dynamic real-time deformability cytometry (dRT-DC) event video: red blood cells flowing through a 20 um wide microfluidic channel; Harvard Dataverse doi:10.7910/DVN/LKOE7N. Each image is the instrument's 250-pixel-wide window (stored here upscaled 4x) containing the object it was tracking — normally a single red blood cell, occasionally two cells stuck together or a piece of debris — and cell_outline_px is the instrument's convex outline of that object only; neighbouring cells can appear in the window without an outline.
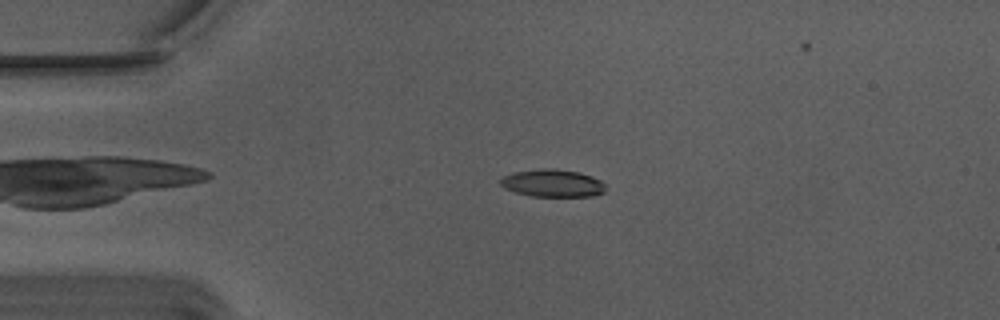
{"species": "Egyptian fruit bat (a non-hibernating species)", "species_latin": "Rousettus aegyptiacus", "temperature_condition": "warm", "stored_images_in_passage": 56, "camera_frame_rate_fps": 3000, "um_per_image_px": 0.085, "animal": {"sex": "male"}, "frame": {"image": 1, "passage_image": 13, "time_ms": 4.0, "image_size_px": [1000, 320], "cell_outline_px": [[604, 192], [592, 196], [528, 196], [504, 188], [500, 184], [500, 180], [504, 176], [516, 172], [544, 168], [552, 168], [580, 172], [592, 176], [600, 180], [604, 184]], "centroid_in_image_um": [46.97, 15.57], "position_along_channel_um": 38.0, "area_um2": 16.76}}
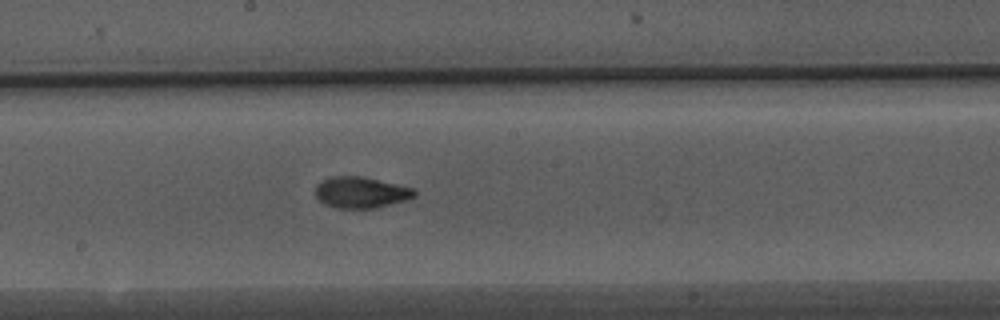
{"frame": {"image": 2, "passage_image": 30, "time_ms": 9.667, "image_size_px": [1000, 320], "cell_outline_px": [[416, 196], [404, 200], [376, 208], [336, 208], [324, 204], [316, 196], [316, 184], [332, 176], [360, 176], [396, 184], [412, 188], [416, 192]], "centroid_in_image_um": [30.65, 16.36], "position_along_channel_um": 217.5, "area_um2": 17.74}}
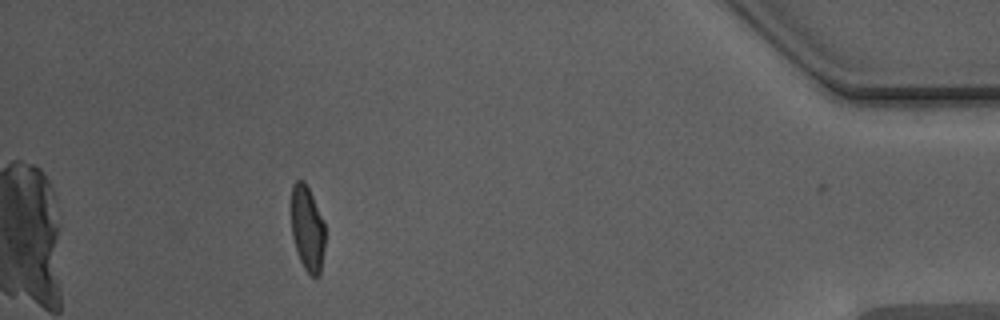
{"frame": {"image": 3, "passage_image": 50, "time_ms": 16.333, "image_size_px": [1000, 320], "cell_outline_px": [[324, 248], [320, 276], [312, 276], [304, 268], [300, 260], [292, 236], [292, 184], [296, 180], [304, 180], [312, 196], [324, 224]], "centroid_in_image_um": [26.12, 19.44], "position_along_channel_um": 409.1, "area_um2": 16.47}, "authors_computed_cell_mechanics": {"area_um2": 17.5712, "velocity_mm_per_s": 3.7561, "shape_relaxation_time_tau1_ms": 3.7842, "shape_relaxation_time_tau2_ms": 1.5142, "deformation_change_tau1": 0.1802, "deformation_change_tau2": 0.0758}}